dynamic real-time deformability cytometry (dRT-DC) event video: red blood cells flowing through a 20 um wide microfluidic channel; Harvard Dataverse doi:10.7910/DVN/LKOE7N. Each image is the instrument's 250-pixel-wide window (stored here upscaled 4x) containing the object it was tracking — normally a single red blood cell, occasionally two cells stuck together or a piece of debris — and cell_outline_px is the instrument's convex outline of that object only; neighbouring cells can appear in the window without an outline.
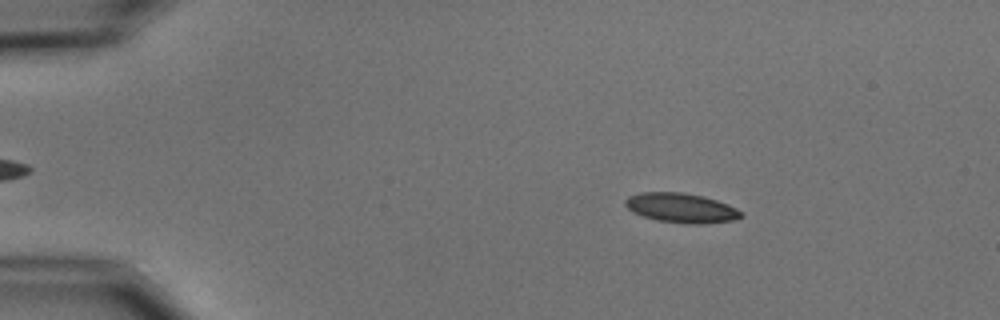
{"species": "common noctule bat (a hibernating species)", "species_latin": "Nyctalus noctula", "temperature_condition": "cold", "stored_images_in_passage": 4, "camera_frame_rate_fps": 3000, "um_per_image_px": 0.085, "animal": {"sex": "male", "body_mass_g": 15.6}, "frame": {"image": 1, "passage_image": 1, "time_ms": 0.0, "image_size_px": [1000, 320], "cell_outline_px": [[744, 216], [732, 220], [700, 224], [688, 224], [656, 220], [632, 212], [624, 204], [624, 200], [628, 196], [640, 192], [680, 192], [704, 196], [728, 204], [744, 212]], "centroid_in_image_um": [57.9, 17.67], "position_along_channel_um": 27.1, "area_um2": 20.06}}
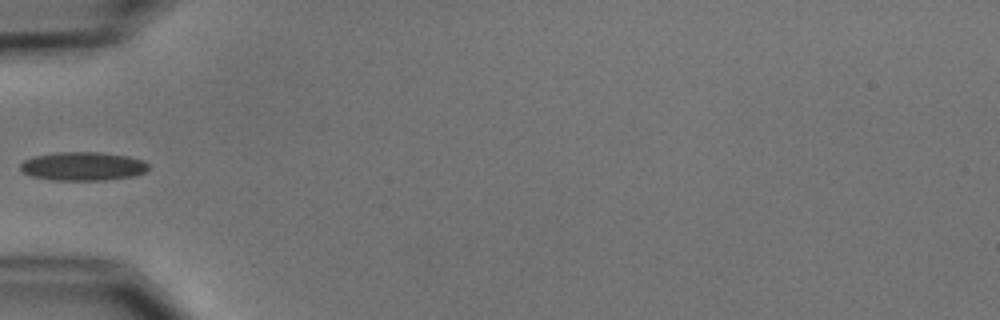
{"frame": {"image": 2, "passage_image": 4, "time_ms": 3.333, "image_size_px": [1000, 320], "cell_outline_px": [[148, 168], [144, 172], [136, 176], [104, 180], [52, 180], [32, 176], [24, 172], [20, 168], [20, 164], [24, 160], [32, 156], [56, 152], [100, 152], [128, 156], [144, 160], [148, 164]], "centroid_in_image_um": [7.05, 14.12], "position_along_channel_um": 77.9, "area_um2": 21.5}}